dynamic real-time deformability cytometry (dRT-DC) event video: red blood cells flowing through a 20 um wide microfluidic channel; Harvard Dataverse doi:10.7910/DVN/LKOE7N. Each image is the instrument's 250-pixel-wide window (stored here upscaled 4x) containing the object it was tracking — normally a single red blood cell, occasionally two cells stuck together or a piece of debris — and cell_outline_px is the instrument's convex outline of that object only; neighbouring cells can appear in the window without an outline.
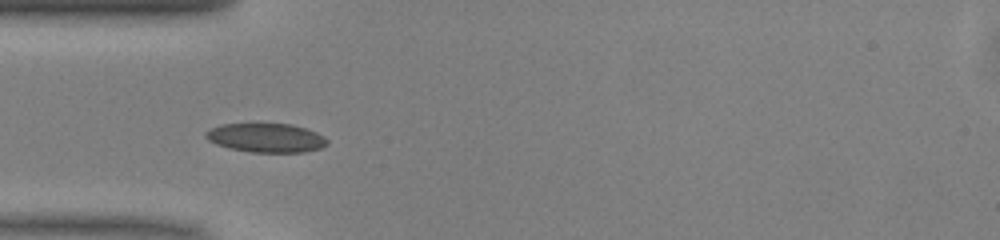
{"species": "common noctule bat (a hibernating species)", "species_latin": "Nyctalus noctula", "temperature_condition": "warm", "stored_images_in_passage": 36, "camera_frame_rate_fps": 3000, "um_per_image_px": 0.085, "animal": {"sex": "male", "body_mass_g": 13.0, "forearm_length_mm": 53.1}, "frame": {"image": 1, "passage_image": 1, "time_ms": 0.0, "image_size_px": [1000, 240], "cell_outline_px": [[328, 144], [320, 148], [304, 152], [252, 152], [228, 148], [216, 144], [208, 140], [204, 136], [204, 132], [220, 124], [292, 124], [316, 132], [324, 136], [328, 140]], "centroid_in_image_um": [22.61, 11.71], "position_along_channel_um": 62.4, "area_um2": 20.52}}
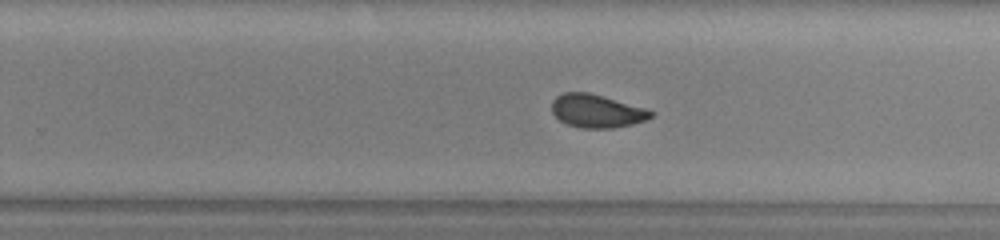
{"frame": {"image": 2, "passage_image": 17, "time_ms": 5.333, "image_size_px": [1000, 240], "cell_outline_px": [[656, 112], [652, 116], [644, 120], [632, 124], [612, 128], [580, 128], [568, 124], [560, 120], [552, 112], [552, 100], [556, 96], [564, 92], [588, 92], [648, 108]], "centroid_in_image_um": [50.74, 9.43], "position_along_channel_um": 279.1, "area_um2": 19.25}}
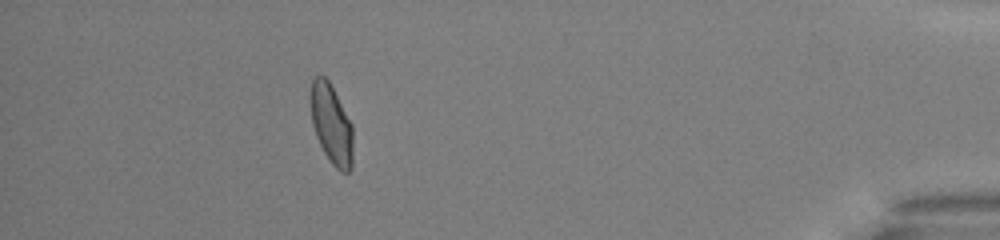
{"frame": {"image": 3, "passage_image": 31, "time_ms": 10.0, "image_size_px": [1000, 240], "cell_outline_px": [[352, 168], [348, 172], [340, 172], [332, 164], [324, 152], [316, 136], [312, 124], [312, 80], [316, 76], [324, 76], [328, 80], [352, 124]], "centroid_in_image_um": [28.19, 10.61], "position_along_channel_um": 407.0, "area_um2": 19.19}, "authors_computed_cell_mechanics": {"area_um2": 19.5653, "velocity_mm_per_s": 4.0758, "shape_relaxation_time_tau1_ms": 4.4959, "shape_relaxation_time_tau2_ms": 0.7339, "deformation_change_tau1": 0.1215, "deformation_change_tau2": 0.0507}}